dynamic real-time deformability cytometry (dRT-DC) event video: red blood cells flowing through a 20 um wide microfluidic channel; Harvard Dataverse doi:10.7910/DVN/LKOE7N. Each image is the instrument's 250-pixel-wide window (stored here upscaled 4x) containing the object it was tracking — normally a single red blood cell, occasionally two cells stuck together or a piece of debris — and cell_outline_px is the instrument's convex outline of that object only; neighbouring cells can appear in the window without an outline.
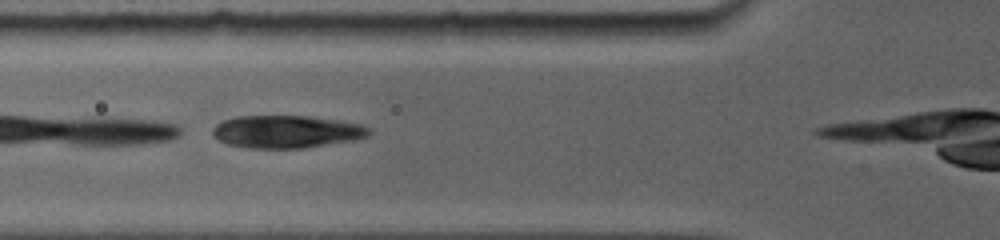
{"species": "common noctule bat (a hibernating species)", "species_latin": "Nyctalus noctula", "temperature_condition": "room temperature", "stored_images_in_passage": 4, "camera_frame_rate_fps": 5000, "um_per_image_px": 0.085, "animal": {"sex": "female", "body_mass_g": 19.0, "forearm_length_mm": 56.7}, "frame": {"image": 1, "passage_image": 4, "time_ms": 1.4, "image_size_px": [1000, 240], "cell_outline_px": [[372, 132], [368, 136], [356, 140], [304, 148], [248, 148], [228, 144], [212, 136], [212, 128], [216, 124], [224, 120], [236, 116], [308, 116], [336, 120], [360, 124], [372, 128]], "centroid_in_image_um": [24.37, 11.19], "position_along_channel_um": 101.4, "area_um2": 29.88}}